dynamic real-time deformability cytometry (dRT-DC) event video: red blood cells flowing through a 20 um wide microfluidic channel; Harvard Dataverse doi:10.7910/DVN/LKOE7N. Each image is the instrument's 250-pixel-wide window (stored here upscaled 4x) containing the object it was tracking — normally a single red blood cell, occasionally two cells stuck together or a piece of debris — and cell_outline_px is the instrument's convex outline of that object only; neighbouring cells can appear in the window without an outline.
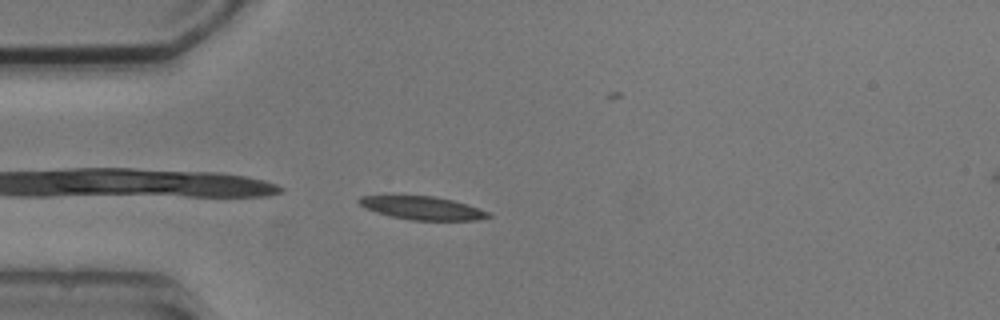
{"species": "common noctule bat (a hibernating species)", "species_latin": "Nyctalus noctula", "temperature_condition": "cold", "stored_images_in_passage": 4, "camera_frame_rate_fps": 3000, "um_per_image_px": 0.085, "animal": {"sex": "male", "body_mass_g": 20.5, "forearm_length_mm": 52.5}, "frame": {"image": 1, "passage_image": 3, "time_ms": 3.333, "image_size_px": [1000, 320], "cell_outline_px": [[492, 216], [476, 220], [412, 220], [392, 216], [376, 212], [364, 208], [356, 200], [360, 196], [436, 196], [468, 204], [488, 212]], "centroid_in_image_um": [35.9, 17.68], "position_along_channel_um": 49.1, "area_um2": 17.34}}